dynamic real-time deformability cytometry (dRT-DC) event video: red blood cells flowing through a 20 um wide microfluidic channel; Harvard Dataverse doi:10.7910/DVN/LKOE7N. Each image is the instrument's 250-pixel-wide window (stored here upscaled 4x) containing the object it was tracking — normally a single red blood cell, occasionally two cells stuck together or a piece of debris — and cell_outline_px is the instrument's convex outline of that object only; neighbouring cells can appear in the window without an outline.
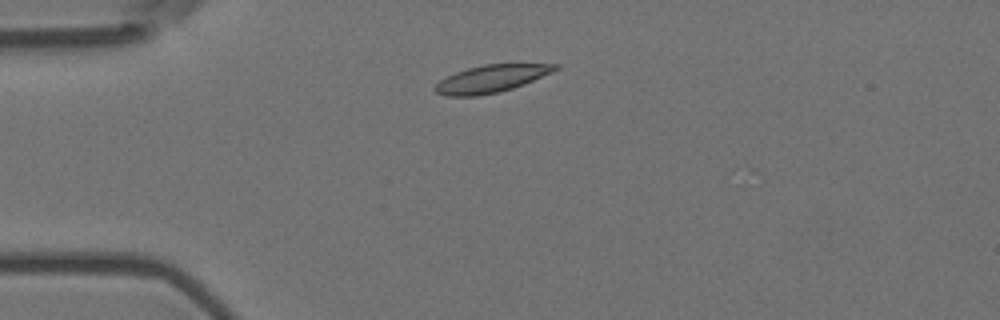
{"species": "Egyptian fruit bat (a non-hibernating species)", "species_latin": "Rousettus aegyptiacus", "temperature_condition": "room temperature", "stored_images_in_passage": 3, "camera_frame_rate_fps": 3000, "um_per_image_px": 0.085, "animal": {"sex": "female"}, "frame": {"image": 1, "passage_image": 2, "time_ms": 0.333, "image_size_px": [1000, 320], "cell_outline_px": [[560, 68], [552, 72], [524, 84], [500, 92], [476, 96], [448, 96], [436, 92], [432, 88], [440, 80], [456, 72], [468, 68], [484, 64], [560, 64]], "centroid_in_image_um": [41.75, 6.69], "position_along_channel_um": 43.2, "area_um2": 19.07}}